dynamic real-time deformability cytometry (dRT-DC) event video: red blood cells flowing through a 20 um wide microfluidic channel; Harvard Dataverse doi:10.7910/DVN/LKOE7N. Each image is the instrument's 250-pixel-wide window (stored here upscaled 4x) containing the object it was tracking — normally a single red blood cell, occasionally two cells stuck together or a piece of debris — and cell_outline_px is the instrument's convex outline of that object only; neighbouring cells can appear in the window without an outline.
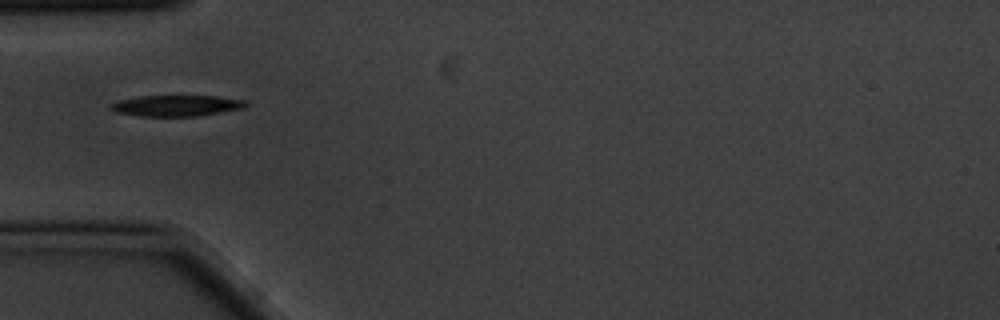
{"species": "common noctule bat (a hibernating species)", "species_latin": "Nyctalus noctula", "temperature_condition": "cold", "stored_images_in_passage": 1, "camera_frame_rate_fps": 3000, "um_per_image_px": 0.085, "animal": {"sex": "male", "body_mass_g": 20.1, "forearm_length_mm": 53.5}, "frame": {"image": 1, "passage_image": 1, "time_ms": 0.0, "image_size_px": [1000, 320], "cell_outline_px": [[248, 104], [244, 108], [196, 116], [140, 116], [116, 112], [108, 108], [108, 104], [120, 100], [140, 96], [216, 96], [248, 100]], "centroid_in_image_um": [15.0, 8.97], "position_along_channel_um": 70.0, "area_um2": 16.59}}